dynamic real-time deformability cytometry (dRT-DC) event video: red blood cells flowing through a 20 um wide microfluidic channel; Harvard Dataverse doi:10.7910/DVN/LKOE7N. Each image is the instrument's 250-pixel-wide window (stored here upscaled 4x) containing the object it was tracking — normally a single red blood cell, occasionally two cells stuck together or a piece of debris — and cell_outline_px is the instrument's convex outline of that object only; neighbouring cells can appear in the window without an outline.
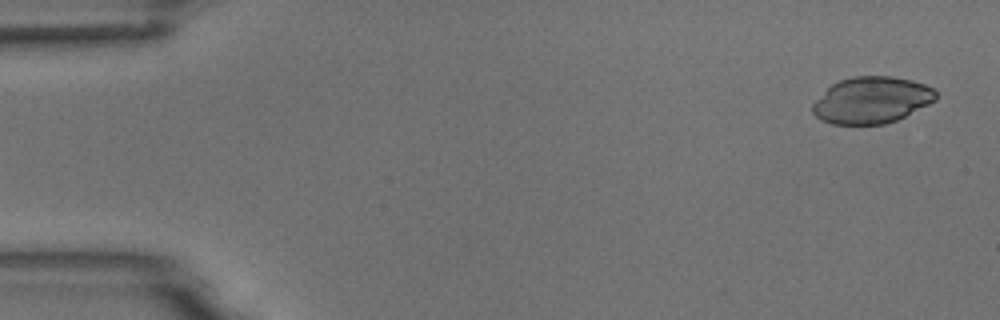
{"species": "common noctule bat (a hibernating species)", "species_latin": "Nyctalus noctula", "temperature_condition": "room temperature", "stored_images_in_passage": 6, "segment_of_instrument_passage": [1, 2], "camera_frame_rate_fps": 3000, "um_per_image_px": 0.085, "animal": {"sex": "male", "body_mass_g": 18.8}, "frame": {"image": 1, "passage_image": 1, "time_ms": 0.0, "image_size_px": [1000, 320], "cell_outline_px": [[936, 100], [896, 120], [884, 124], [832, 124], [820, 120], [812, 112], [812, 104], [832, 84], [840, 80], [852, 76], [892, 76], [912, 80], [924, 84], [932, 88], [936, 92]], "centroid_in_image_um": [74.07, 8.51], "position_along_channel_um": 10.9, "area_um2": 33.23}}